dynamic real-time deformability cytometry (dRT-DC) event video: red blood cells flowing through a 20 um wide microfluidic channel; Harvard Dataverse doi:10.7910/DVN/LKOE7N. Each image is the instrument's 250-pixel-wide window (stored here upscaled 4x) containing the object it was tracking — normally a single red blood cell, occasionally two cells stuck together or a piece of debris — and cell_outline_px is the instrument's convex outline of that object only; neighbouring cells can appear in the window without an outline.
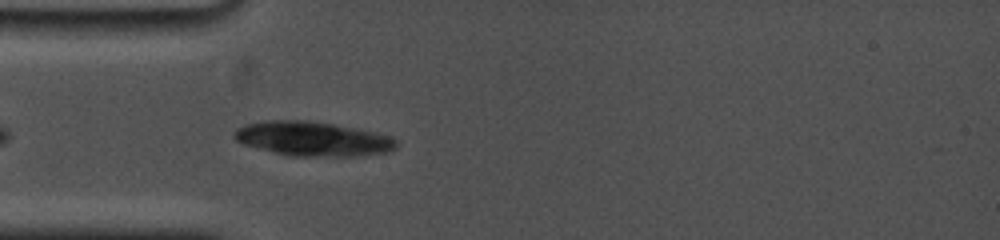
{"species": "common noctule bat (a hibernating species)", "species_latin": "Nyctalus noctula", "temperature_condition": "cold", "stored_images_in_passage": 3, "camera_frame_rate_fps": 5000, "um_per_image_px": 0.085, "animal": {"sex": "female", "body_mass_g": 19.0, "forearm_length_mm": 53.3}, "frame": {"image": 1, "passage_image": 3, "time_ms": 1.6, "image_size_px": [1000, 240], "cell_outline_px": [[400, 144], [396, 148], [388, 152], [356, 156], [292, 156], [244, 144], [236, 140], [232, 136], [232, 132], [236, 128], [248, 124], [268, 120], [308, 120], [356, 128], [376, 132], [392, 136]], "centroid_in_image_um": [26.63, 11.79], "position_along_channel_um": 58.4, "area_um2": 32.48}}